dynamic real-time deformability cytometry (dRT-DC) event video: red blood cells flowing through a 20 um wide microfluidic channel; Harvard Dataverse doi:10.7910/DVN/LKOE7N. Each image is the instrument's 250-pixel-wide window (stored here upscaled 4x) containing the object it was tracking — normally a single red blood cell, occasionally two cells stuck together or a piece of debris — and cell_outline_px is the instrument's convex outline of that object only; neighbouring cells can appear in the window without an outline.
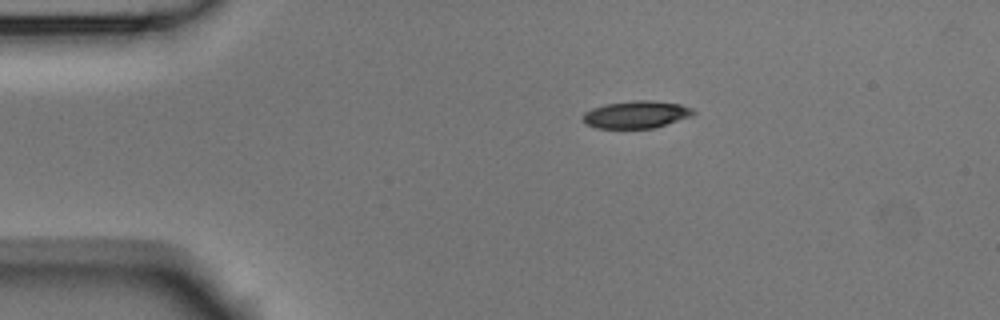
{"species": "Egyptian fruit bat (a non-hibernating species)", "species_latin": "Rousettus aegyptiacus", "temperature_condition": "room temperature", "stored_images_in_passage": 6, "camera_frame_rate_fps": 3000, "um_per_image_px": 0.085, "animal": {"sex": "male"}, "frame": {"image": 1, "passage_image": 1, "time_ms": 0.0, "image_size_px": [1000, 320], "cell_outline_px": [[696, 112], [692, 116], [652, 128], [596, 128], [584, 124], [584, 112], [592, 108], [604, 104], [632, 100], [652, 100], [680, 104], [692, 108]], "centroid_in_image_um": [54.07, 9.72], "position_along_channel_um": 30.9, "area_um2": 17.63}}
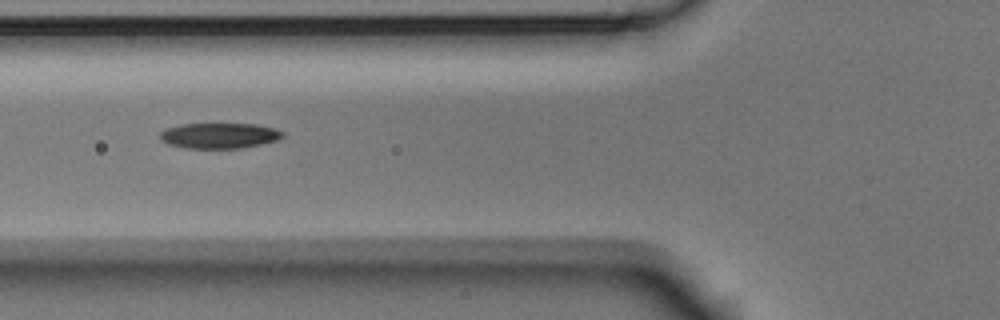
{"frame": {"image": 2, "passage_image": 4, "time_ms": 1.0, "image_size_px": [1000, 320], "cell_outline_px": [[284, 136], [276, 140], [260, 144], [240, 148], [184, 148], [168, 144], [160, 140], [160, 132], [164, 128], [180, 124], [256, 124], [276, 128], [284, 132]], "centroid_in_image_um": [18.61, 11.52], "position_along_channel_um": 107.2, "area_um2": 18.32}}
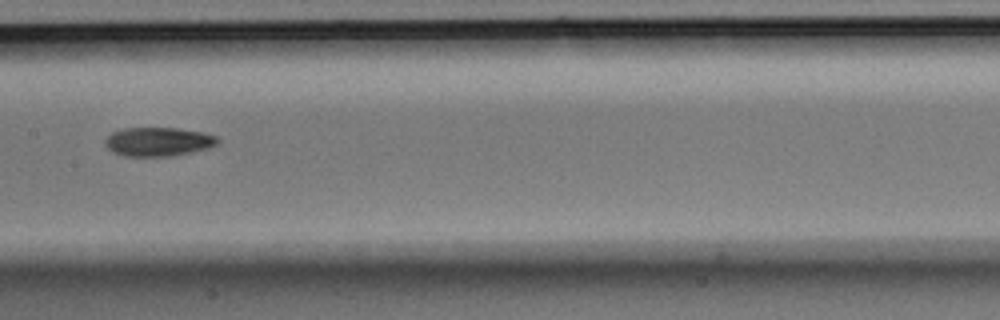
{"frame": {"image": 3, "passage_image": 6, "time_ms": 1.667, "image_size_px": [1000, 320], "cell_outline_px": [[220, 140], [216, 144], [208, 148], [192, 152], [172, 156], [124, 156], [112, 152], [104, 144], [104, 140], [112, 132], [124, 128], [176, 128], [200, 132], [216, 136]], "centroid_in_image_um": [13.42, 12.05], "position_along_channel_um": 194.0, "area_um2": 18.9}}